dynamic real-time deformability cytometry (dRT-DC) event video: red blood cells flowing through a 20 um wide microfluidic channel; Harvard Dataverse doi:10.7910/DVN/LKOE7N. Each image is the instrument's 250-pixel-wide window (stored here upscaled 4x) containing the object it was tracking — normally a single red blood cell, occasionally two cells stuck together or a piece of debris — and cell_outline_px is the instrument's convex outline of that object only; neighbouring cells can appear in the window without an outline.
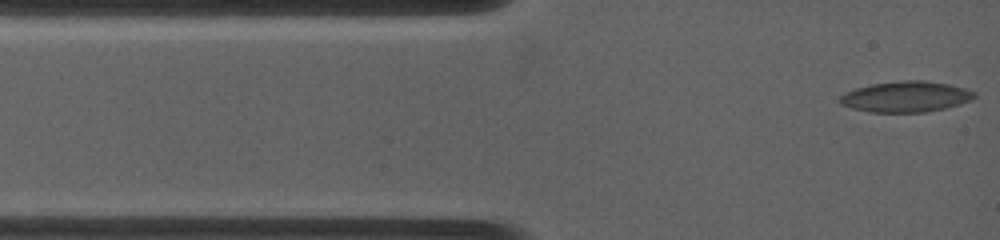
{"species": "common noctule bat (a hibernating species)", "species_latin": "Nyctalus noctula", "temperature_condition": "warm", "stored_images_in_passage": 18, "camera_frame_rate_fps": 4500, "um_per_image_px": 0.085, "animal": {"sex": "female", "body_mass_g": 19.0, "forearm_length_mm": 53.3}, "frame": {"image": 1, "passage_image": 1, "time_ms": 0.0, "image_size_px": [1000, 240], "cell_outline_px": [[976, 96], [972, 100], [960, 104], [944, 108], [924, 112], [868, 112], [852, 108], [840, 104], [840, 96], [844, 92], [856, 88], [872, 84], [900, 80], [924, 80], [948, 84], [968, 88], [976, 92]], "centroid_in_image_um": [77.02, 8.21], "position_along_channel_um": 8.0, "area_um2": 24.28}}
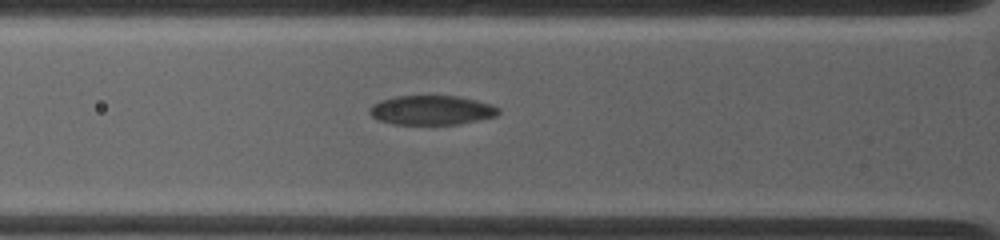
{"frame": {"image": 2, "passage_image": 12, "time_ms": 3.333, "image_size_px": [1000, 240], "cell_outline_px": [[500, 112], [496, 116], [460, 124], [392, 124], [376, 120], [368, 112], [368, 108], [372, 104], [380, 100], [396, 96], [456, 96], [476, 100], [492, 104], [500, 108]], "centroid_in_image_um": [36.66, 9.36], "position_along_channel_um": 89.1, "area_um2": 22.25}}
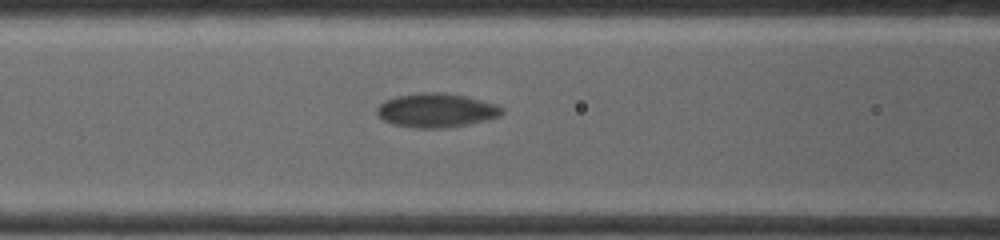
{"frame": {"image": 3, "passage_image": 15, "time_ms": 4.444, "image_size_px": [1000, 240], "cell_outline_px": [[504, 112], [500, 116], [488, 120], [468, 124], [444, 128], [416, 128], [392, 124], [376, 116], [376, 108], [384, 100], [396, 96], [420, 92], [440, 92], [464, 96], [496, 104], [504, 108]], "centroid_in_image_um": [37.06, 9.38], "position_along_channel_um": 129.5, "area_um2": 24.97}}